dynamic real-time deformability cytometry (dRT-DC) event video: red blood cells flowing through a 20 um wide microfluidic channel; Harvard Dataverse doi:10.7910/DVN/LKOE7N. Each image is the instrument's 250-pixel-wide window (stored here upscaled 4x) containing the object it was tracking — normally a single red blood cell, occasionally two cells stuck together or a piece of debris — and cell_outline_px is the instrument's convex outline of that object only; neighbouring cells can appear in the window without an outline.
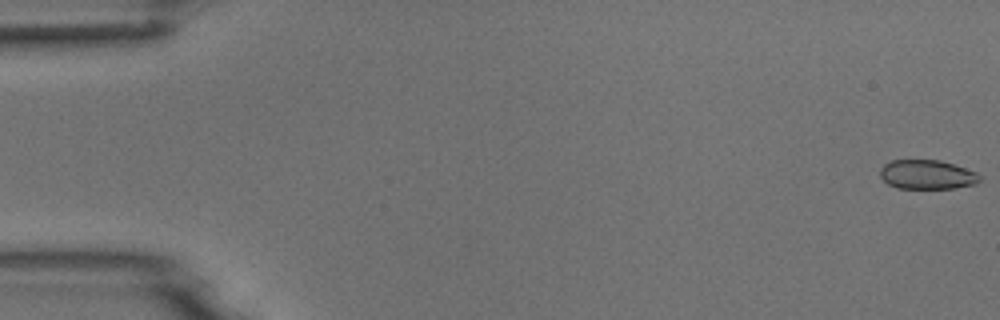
{"species": "common noctule bat (a hibernating species)", "species_latin": "Nyctalus noctula", "temperature_condition": "room temperature", "stored_images_in_passage": 5, "camera_frame_rate_fps": 3000, "um_per_image_px": 0.085, "animal": {"sex": "male", "body_mass_g": 18.8}, "frame": {"image": 1, "passage_image": 1, "time_ms": 0.0, "image_size_px": [1000, 320], "cell_outline_px": [[980, 180], [976, 184], [956, 188], [896, 188], [888, 184], [880, 176], [880, 168], [884, 164], [892, 160], [940, 160], [976, 172], [980, 176]], "centroid_in_image_um": [78.79, 14.84], "position_along_channel_um": 6.2, "area_um2": 16.94}}
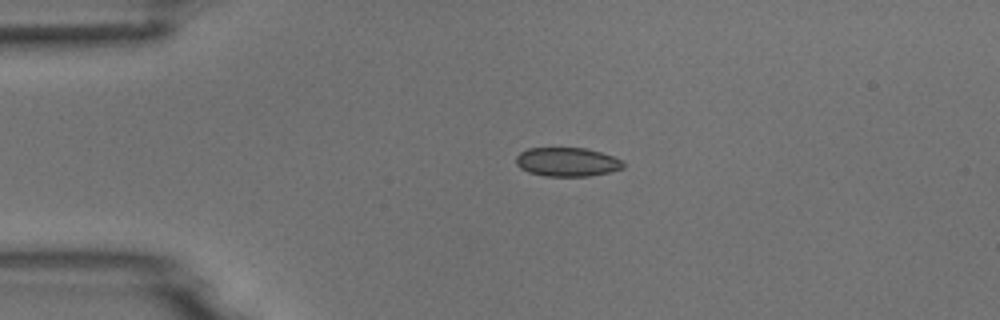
{"frame": {"image": 2, "passage_image": 4, "time_ms": 1.0, "image_size_px": [1000, 320], "cell_outline_px": [[624, 168], [608, 172], [588, 176], [544, 176], [528, 172], [520, 168], [516, 164], [516, 156], [520, 152], [528, 148], [584, 148], [600, 152], [612, 156], [620, 160], [624, 164]], "centroid_in_image_um": [48.17, 13.77], "position_along_channel_um": 36.8, "area_um2": 17.98}}